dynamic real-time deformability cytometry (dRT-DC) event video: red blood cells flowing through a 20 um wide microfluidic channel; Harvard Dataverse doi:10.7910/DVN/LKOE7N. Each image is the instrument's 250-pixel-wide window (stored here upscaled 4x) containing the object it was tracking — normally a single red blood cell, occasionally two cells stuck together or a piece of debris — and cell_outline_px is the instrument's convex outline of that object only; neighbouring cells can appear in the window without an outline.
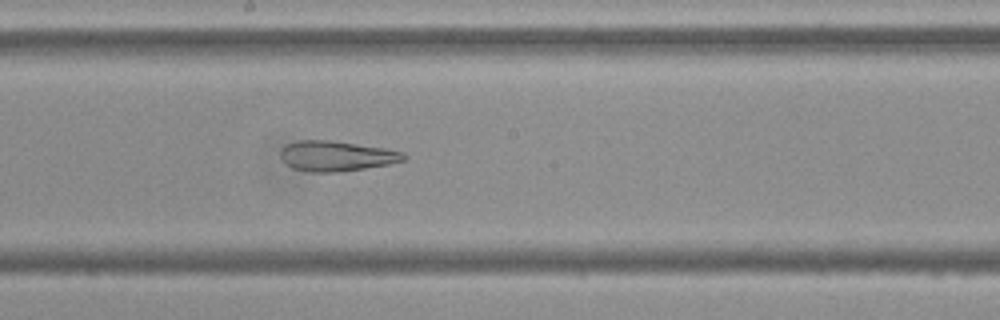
{"species": "Egyptian fruit bat (a non-hibernating species)", "species_latin": "Rousettus aegyptiacus", "temperature_condition": "cold", "stored_images_in_passage": 54, "camera_frame_rate_fps": 3000, "um_per_image_px": 0.085, "frame": {"image": 1, "passage_image": 29, "time_ms": 9.333, "image_size_px": [1000, 320], "cell_outline_px": [[408, 156], [404, 160], [388, 164], [364, 168], [336, 172], [312, 172], [292, 168], [280, 156], [280, 152], [288, 144], [300, 140], [332, 140], [384, 148], [404, 152]], "centroid_in_image_um": [28.62, 13.25], "position_along_channel_um": 219.6, "area_um2": 21.44}}
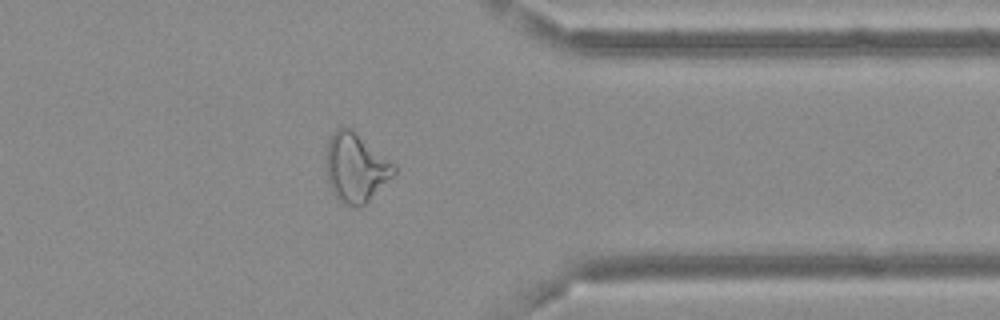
{"frame": {"image": 2, "passage_image": 43, "time_ms": 14.0, "image_size_px": [1000, 320], "cell_outline_px": [[396, 172], [364, 204], [344, 204], [332, 192], [328, 180], [328, 140], [336, 128], [348, 128], [396, 164]], "centroid_in_image_um": [30.26, 14.24], "position_along_channel_um": 381.1, "area_um2": 26.01}}
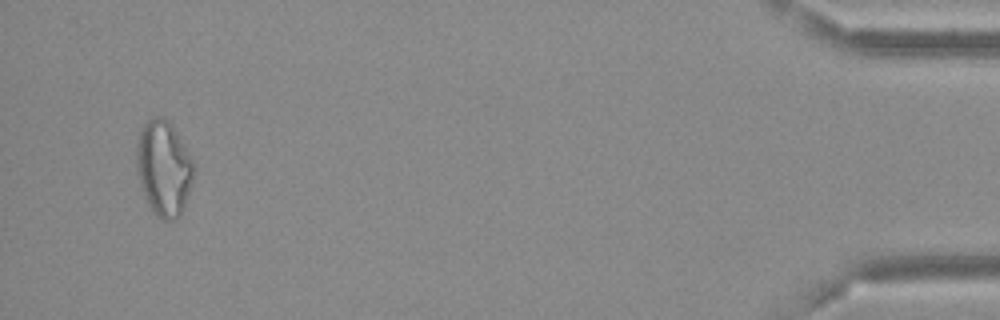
{"frame": {"image": 3, "passage_image": 52, "time_ms": 17.0, "image_size_px": [1000, 320], "cell_outline_px": [[196, 164], [192, 184], [180, 216], [172, 220], [164, 220], [156, 216], [152, 212], [140, 188], [136, 172], [136, 144], [140, 132], [144, 124], [152, 116], [164, 116], [172, 124], [192, 156]], "centroid_in_image_um": [13.92, 14.28], "position_along_channel_um": 421.3, "area_um2": 32.54}, "authors_computed_cell_mechanics": {"area_um2": 27.8885, "velocity_mm_per_s": 3.6768, "shape_relaxation_time_tau1_ms": null, "shape_relaxation_time_tau2_ms": 4.0889, "deformation_change_tau1": null, "deformation_change_tau2": 0.1573}}